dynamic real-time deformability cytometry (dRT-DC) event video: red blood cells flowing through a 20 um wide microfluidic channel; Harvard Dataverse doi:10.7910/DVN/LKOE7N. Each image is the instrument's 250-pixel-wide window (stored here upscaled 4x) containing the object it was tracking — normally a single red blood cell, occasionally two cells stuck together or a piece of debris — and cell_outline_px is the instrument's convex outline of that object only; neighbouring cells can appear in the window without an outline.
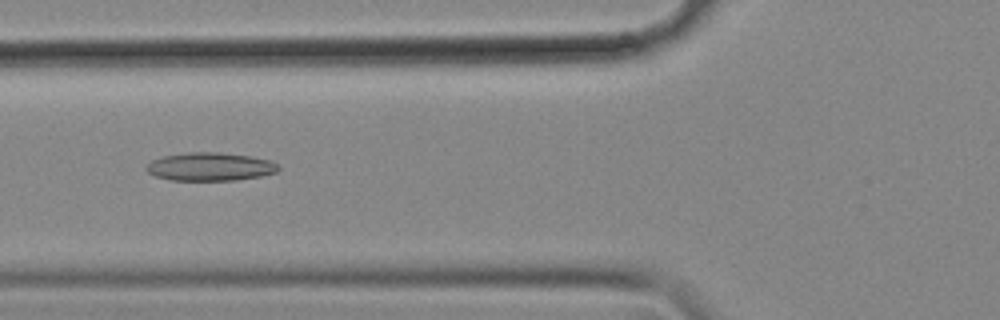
{"species": "common noctule bat (a hibernating species)", "species_latin": "Nyctalus noctula", "temperature_condition": "cold", "stored_images_in_passage": 46, "camera_frame_rate_fps": 3000, "um_per_image_px": 0.085, "animal": {"sex": "female", "body_mass_g": 18.4}, "frame": {"image": 1, "passage_image": 10, "time_ms": 3.0, "image_size_px": [1000, 320], "cell_outline_px": [[280, 168], [276, 172], [260, 176], [236, 180], [172, 180], [156, 176], [148, 172], [144, 168], [152, 160], [164, 156], [188, 152], [220, 152], [252, 156], [268, 160], [276, 164]], "centroid_in_image_um": [17.85, 14.16], "position_along_channel_um": 107.9, "area_um2": 21.62}}
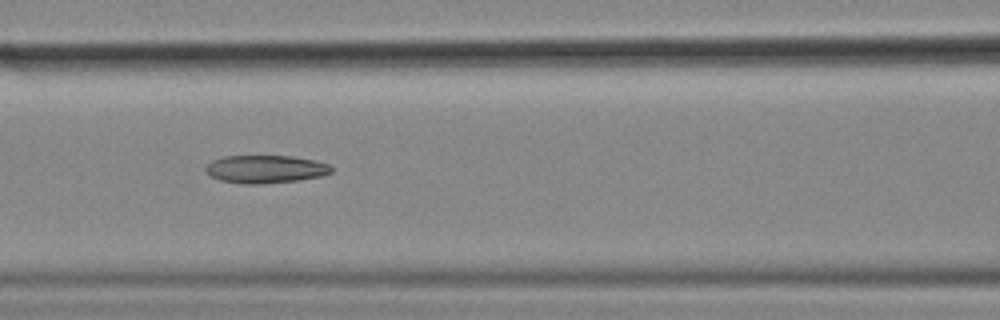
{"frame": {"image": 2, "passage_image": 13, "time_ms": 4.0, "image_size_px": [1000, 320], "cell_outline_px": [[332, 172], [320, 176], [300, 180], [260, 184], [240, 184], [220, 180], [212, 176], [204, 168], [212, 160], [224, 156], [292, 156], [316, 160], [332, 164]], "centroid_in_image_um": [22.6, 14.37], "position_along_channel_um": 144.0, "area_um2": 20.58}}
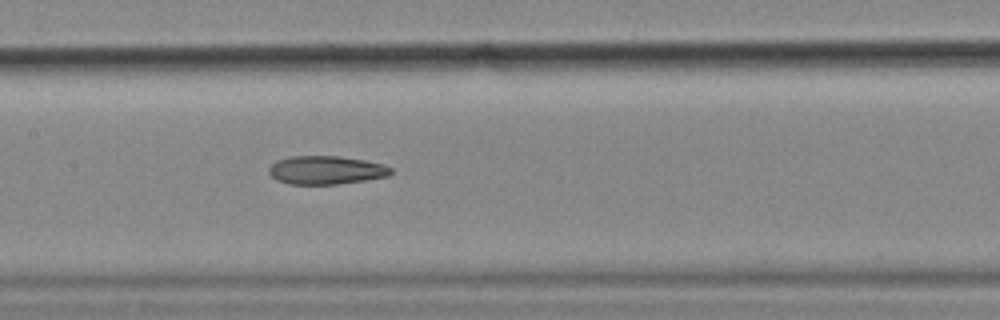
{"frame": {"image": 3, "passage_image": 16, "time_ms": 5.0, "image_size_px": [1000, 320], "cell_outline_px": [[392, 172], [388, 176], [364, 180], [336, 184], [288, 184], [276, 180], [268, 172], [268, 168], [276, 160], [292, 156], [340, 156], [364, 160], [384, 164], [392, 168]], "centroid_in_image_um": [27.7, 14.45], "position_along_channel_um": 179.7, "area_um2": 20.23}}